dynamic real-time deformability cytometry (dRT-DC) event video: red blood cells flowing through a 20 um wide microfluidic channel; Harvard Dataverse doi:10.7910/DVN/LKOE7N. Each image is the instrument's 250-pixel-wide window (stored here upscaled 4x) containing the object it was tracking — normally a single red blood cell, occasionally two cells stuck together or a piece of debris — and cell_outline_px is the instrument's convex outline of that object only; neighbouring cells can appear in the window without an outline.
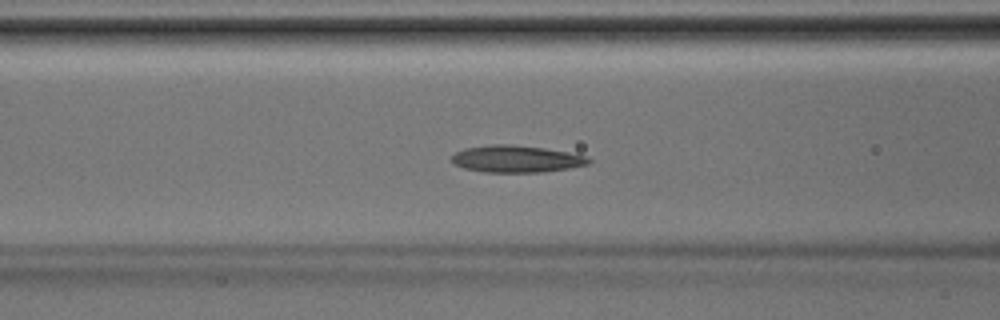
{"species": "Egyptian fruit bat (a non-hibernating species)", "species_latin": "Rousettus aegyptiacus", "temperature_condition": "room temperature", "stored_images_in_passage": 29, "camera_frame_rate_fps": 3000, "um_per_image_px": 0.085, "animal": {"sex": "male"}, "frame": {"image": 1, "passage_image": 4, "time_ms": 1.0, "image_size_px": [1000, 320], "cell_outline_px": [[592, 160], [588, 164], [568, 168], [540, 172], [484, 172], [464, 168], [456, 164], [452, 160], [452, 156], [456, 152], [464, 148], [492, 144], [512, 144], [544, 148], [568, 152], [588, 156]], "centroid_in_image_um": [43.9, 13.5], "position_along_channel_um": 122.7, "area_um2": 21.44}}
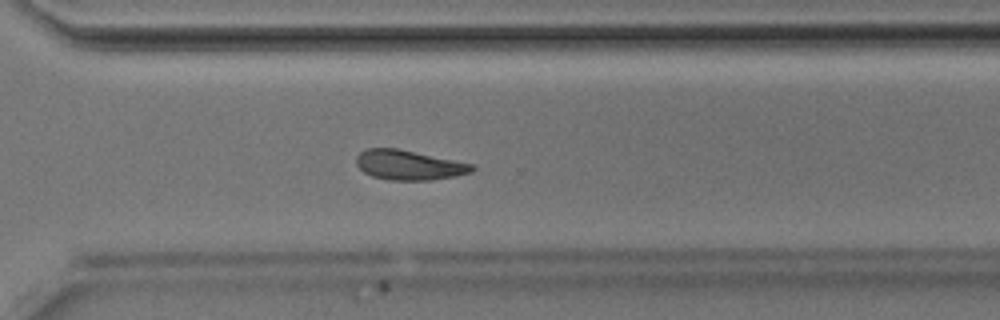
{"frame": {"image": 2, "passage_image": 17, "time_ms": 5.333, "image_size_px": [1000, 320], "cell_outline_px": [[476, 168], [472, 172], [456, 176], [428, 180], [388, 180], [372, 176], [364, 172], [356, 164], [356, 156], [364, 148], [396, 148], [476, 164]], "centroid_in_image_um": [34.78, 14.02], "position_along_channel_um": 335.8, "area_um2": 20.23}}
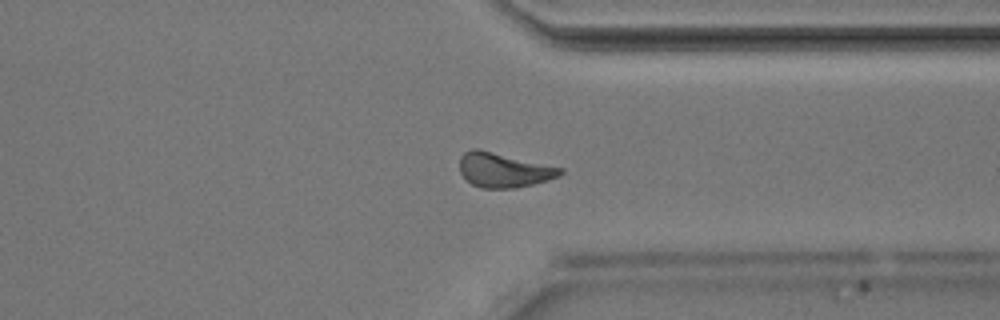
{"frame": {"image": 3, "passage_image": 19, "time_ms": 6.0, "image_size_px": [1000, 320], "cell_outline_px": [[564, 172], [560, 176], [548, 180], [516, 188], [480, 188], [464, 180], [460, 172], [460, 156], [464, 152], [472, 148], [476, 148], [564, 168]], "centroid_in_image_um": [42.8, 14.46], "position_along_channel_um": 368.6, "area_um2": 20.4}}